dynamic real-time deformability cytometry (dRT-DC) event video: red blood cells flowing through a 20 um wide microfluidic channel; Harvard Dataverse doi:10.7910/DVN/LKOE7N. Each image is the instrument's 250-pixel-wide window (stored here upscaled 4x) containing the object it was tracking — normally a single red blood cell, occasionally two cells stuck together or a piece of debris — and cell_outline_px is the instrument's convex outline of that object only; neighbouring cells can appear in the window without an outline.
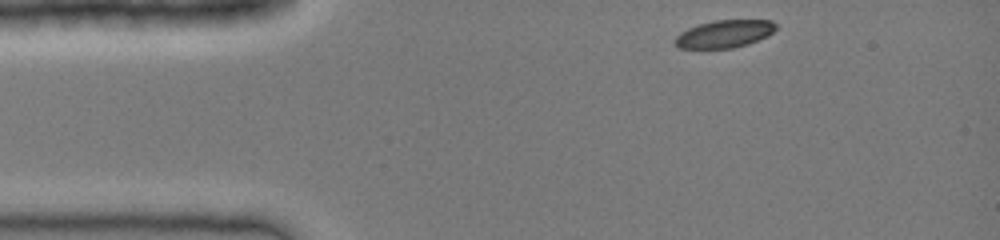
{"species": "common noctule bat (a hibernating species)", "species_latin": "Nyctalus noctula", "temperature_condition": "cold", "stored_images_in_passage": 32, "camera_frame_rate_fps": 3000, "um_per_image_px": 0.085, "animal": {"sex": "female", "body_mass_g": 19.0, "forearm_length_mm": 51.5}, "frame": {"image": 1, "passage_image": 1, "time_ms": 0.0, "image_size_px": [1000, 240], "cell_outline_px": [[776, 28], [768, 36], [748, 44], [732, 48], [680, 48], [672, 40], [680, 32], [688, 28], [712, 20], [772, 20], [776, 24]], "centroid_in_image_um": [61.57, 2.87], "position_along_channel_um": 23.4, "area_um2": 16.24}}
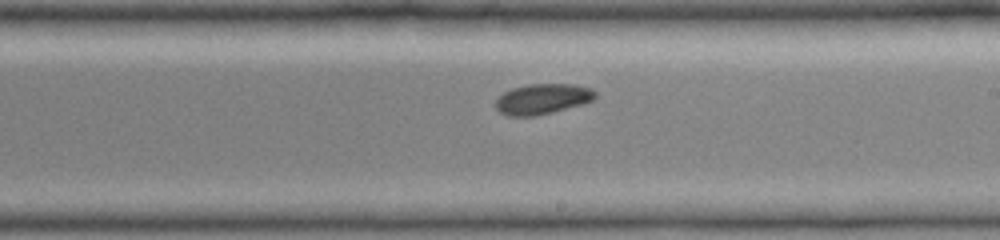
{"frame": {"image": 2, "passage_image": 19, "time_ms": 6.0, "image_size_px": [1000, 240], "cell_outline_px": [[596, 96], [592, 100], [580, 104], [552, 112], [536, 116], [508, 116], [500, 112], [496, 108], [496, 100], [504, 92], [512, 88], [528, 84], [572, 84], [592, 88], [596, 92]], "centroid_in_image_um": [46.1, 8.4], "position_along_channel_um": 242.9, "area_um2": 17.51}}
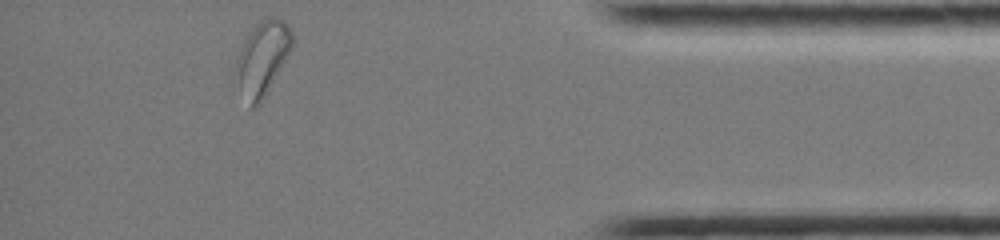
{"frame": {"image": 3, "passage_image": 32, "time_ms": 10.333, "image_size_px": [1000, 240], "cell_outline_px": [[292, 48], [260, 104], [256, 108], [248, 108], [232, 76], [232, 72], [240, 48], [248, 32], [264, 16], [276, 16], [284, 20], [288, 24], [292, 32]], "centroid_in_image_um": [22.24, 4.97], "position_along_channel_um": 413.0, "area_um2": 25.09}}